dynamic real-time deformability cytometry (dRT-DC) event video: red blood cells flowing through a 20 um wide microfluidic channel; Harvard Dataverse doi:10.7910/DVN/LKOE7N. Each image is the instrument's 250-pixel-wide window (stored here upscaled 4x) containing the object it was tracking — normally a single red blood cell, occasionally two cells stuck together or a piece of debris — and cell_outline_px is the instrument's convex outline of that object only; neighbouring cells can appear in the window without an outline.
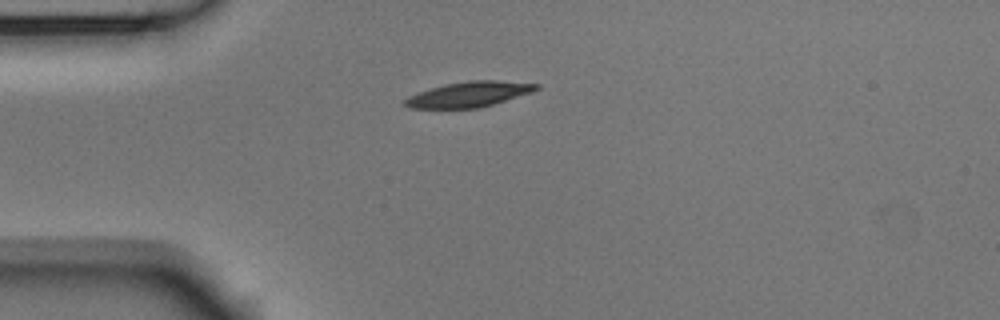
{"species": "Egyptian fruit bat (a non-hibernating species)", "species_latin": "Rousettus aegyptiacus", "temperature_condition": "room temperature", "stored_images_in_passage": 3, "camera_frame_rate_fps": 3000, "um_per_image_px": 0.085, "animal": {"sex": "male"}, "frame": {"image": 1, "passage_image": 1, "time_ms": 0.0, "image_size_px": [1000, 320], "cell_outline_px": [[540, 88], [532, 92], [480, 108], [408, 108], [404, 104], [404, 100], [408, 96], [444, 84], [468, 80], [496, 80], [540, 84]], "centroid_in_image_um": [39.88, 8.01], "position_along_channel_um": 45.1, "area_um2": 19.31}}
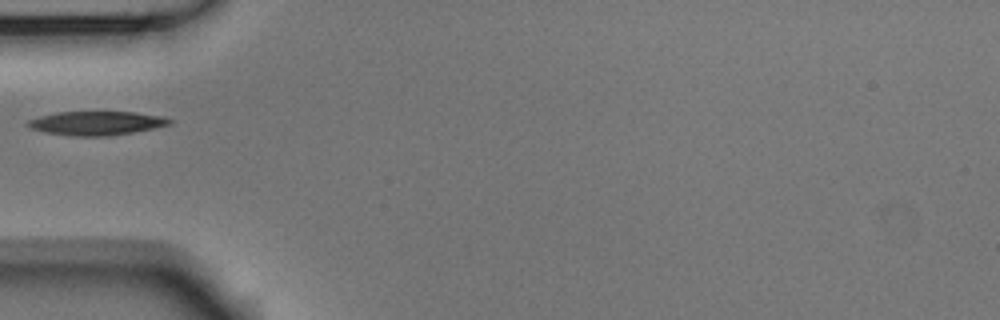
{"frame": {"image": 2, "passage_image": 2, "time_ms": 0.333, "image_size_px": [1000, 320], "cell_outline_px": [[172, 124], [132, 132], [108, 136], [72, 136], [44, 132], [32, 128], [24, 124], [28, 120], [40, 116], [56, 112], [136, 112], [164, 116], [172, 120]], "centroid_in_image_um": [8.19, 10.46], "position_along_channel_um": 76.8, "area_um2": 19.71}}
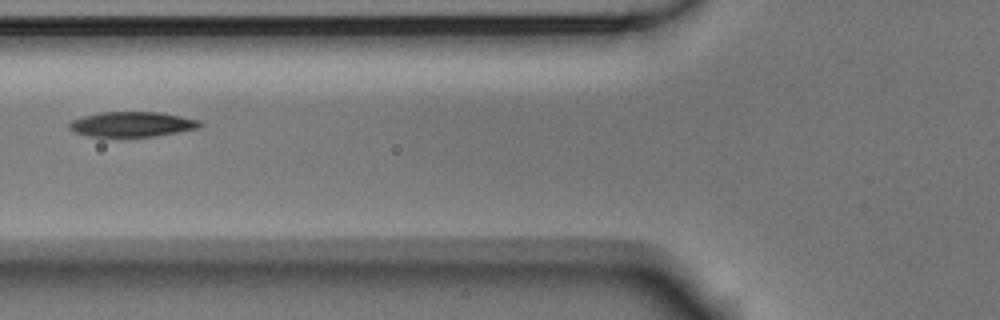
{"frame": {"image": 3, "passage_image": 3, "time_ms": 0.667, "image_size_px": [1000, 320], "cell_outline_px": [[204, 124], [200, 128], [152, 136], [88, 136], [76, 132], [68, 128], [68, 124], [72, 120], [84, 116], [100, 112], [160, 112], [200, 120]], "centroid_in_image_um": [11.24, 10.55], "position_along_channel_um": 114.6, "area_um2": 18.9}}